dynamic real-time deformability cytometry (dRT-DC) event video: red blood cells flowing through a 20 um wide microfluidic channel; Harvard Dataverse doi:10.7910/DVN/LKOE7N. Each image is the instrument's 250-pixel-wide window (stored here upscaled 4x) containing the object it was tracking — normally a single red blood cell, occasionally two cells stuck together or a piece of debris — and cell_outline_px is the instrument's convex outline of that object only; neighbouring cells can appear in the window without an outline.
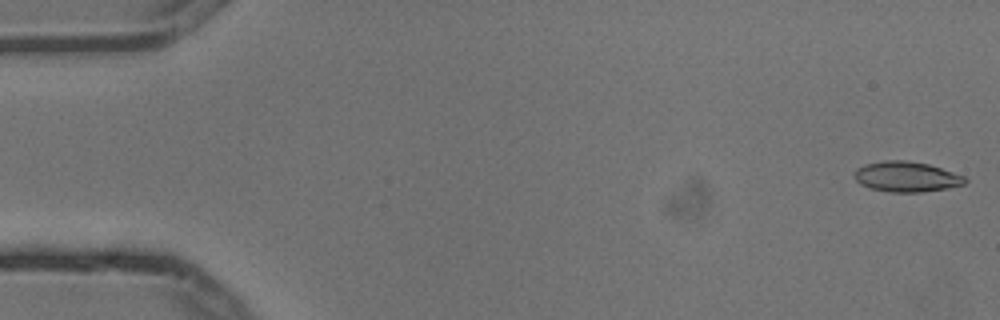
{"species": "common noctule bat (a hibernating species)", "species_latin": "Nyctalus noctula", "temperature_condition": "cold", "stored_images_in_passage": 5, "camera_frame_rate_fps": 3000, "um_per_image_px": 0.085, "animal": {"sex": "male", "body_mass_g": 13.3}, "frame": {"image": 1, "passage_image": 1, "time_ms": 0.0, "image_size_px": [1000, 320], "cell_outline_px": [[968, 180], [964, 184], [948, 188], [920, 192], [888, 192], [868, 188], [860, 184], [856, 180], [856, 168], [864, 164], [884, 160], [904, 160], [928, 164], [964, 176]], "centroid_in_image_um": [77.03, 15.02], "position_along_channel_um": 8.0, "area_um2": 19.48}}
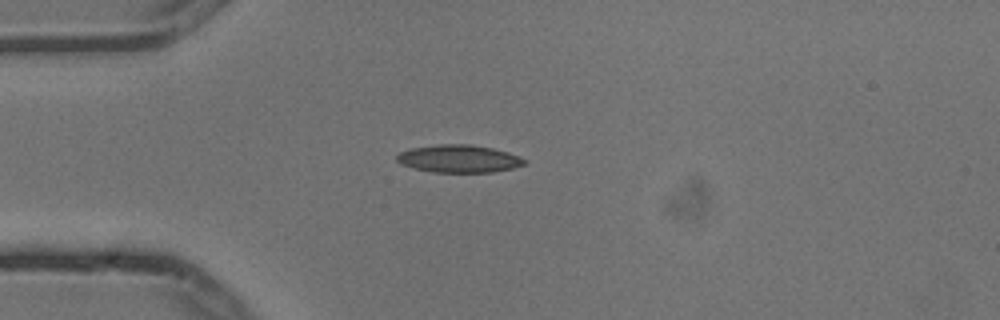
{"frame": {"image": 2, "passage_image": 5, "time_ms": 1.333, "image_size_px": [1000, 320], "cell_outline_px": [[528, 164], [512, 168], [492, 172], [432, 172], [400, 164], [396, 160], [396, 156], [400, 152], [412, 148], [440, 144], [472, 144], [492, 148], [508, 152], [520, 156], [528, 160]], "centroid_in_image_um": [39.05, 13.49], "position_along_channel_um": 45.9, "area_um2": 20.63}}